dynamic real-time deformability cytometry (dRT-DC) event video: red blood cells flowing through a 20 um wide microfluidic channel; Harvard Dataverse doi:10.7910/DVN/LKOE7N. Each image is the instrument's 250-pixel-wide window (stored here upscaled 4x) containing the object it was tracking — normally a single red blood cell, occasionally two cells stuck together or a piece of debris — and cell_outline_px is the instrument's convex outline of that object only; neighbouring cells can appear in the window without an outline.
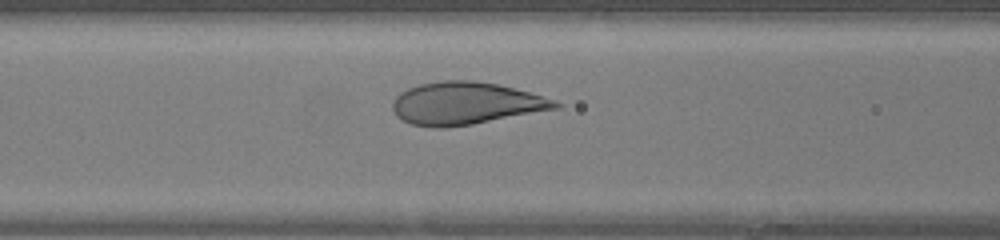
{"species": "human", "species_latin": "Homo sapiens", "temperature_condition": "warm", "stored_images_in_passage": 35, "camera_frame_rate_fps": 3000, "um_per_image_px": 0.085, "donor": {"sex": "female"}, "frame": {"image": 1, "passage_image": 14, "time_ms": 4.333, "image_size_px": [1000, 240], "cell_outline_px": [[564, 104], [560, 108], [472, 124], [444, 128], [432, 128], [412, 124], [396, 116], [392, 108], [392, 104], [396, 96], [400, 92], [408, 88], [420, 84], [444, 80], [472, 80], [500, 84], [556, 100]], "centroid_in_image_um": [39.59, 8.78], "position_along_channel_um": 127.0, "area_um2": 40.34}}
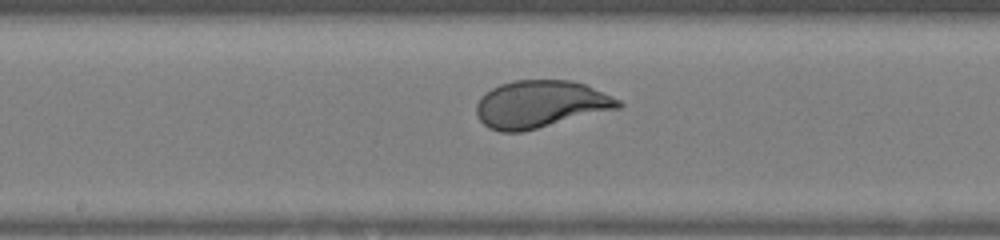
{"frame": {"image": 2, "passage_image": 19, "time_ms": 6.0, "image_size_px": [1000, 240], "cell_outline_px": [[624, 104], [620, 108], [520, 132], [500, 132], [488, 128], [480, 120], [476, 112], [476, 104], [480, 96], [492, 88], [500, 84], [512, 80], [572, 80], [584, 84], [620, 100]], "centroid_in_image_um": [45.91, 8.85], "position_along_channel_um": 202.3, "area_um2": 39.02}}
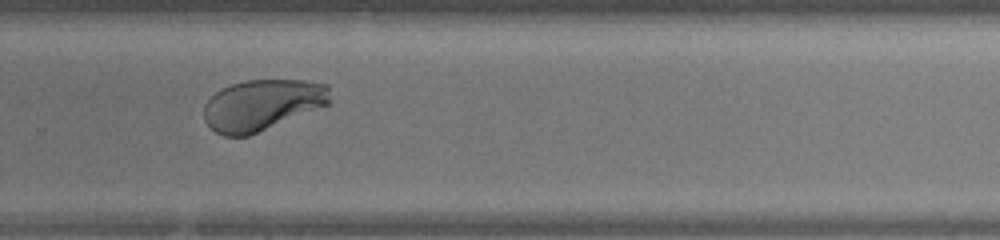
{"frame": {"image": 3, "passage_image": 26, "time_ms": 8.333, "image_size_px": [1000, 240], "cell_outline_px": [[328, 104], [248, 136], [224, 136], [216, 132], [204, 120], [204, 104], [220, 88], [244, 80], [304, 80], [328, 84]], "centroid_in_image_um": [22.24, 8.9], "position_along_channel_um": 307.6, "area_um2": 37.05}}